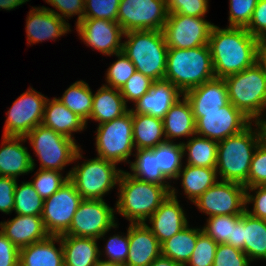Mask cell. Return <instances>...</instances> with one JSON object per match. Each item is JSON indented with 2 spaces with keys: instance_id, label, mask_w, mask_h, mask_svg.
<instances>
[{
  "instance_id": "6da1fadb",
  "label": "cell",
  "mask_w": 266,
  "mask_h": 266,
  "mask_svg": "<svg viewBox=\"0 0 266 266\" xmlns=\"http://www.w3.org/2000/svg\"><path fill=\"white\" fill-rule=\"evenodd\" d=\"M209 48L216 78L239 73L257 62V41L246 28L213 25Z\"/></svg>"
},
{
  "instance_id": "7a4b0ae2",
  "label": "cell",
  "mask_w": 266,
  "mask_h": 266,
  "mask_svg": "<svg viewBox=\"0 0 266 266\" xmlns=\"http://www.w3.org/2000/svg\"><path fill=\"white\" fill-rule=\"evenodd\" d=\"M115 212L129 223H145L170 196L172 186L148 183L122 170L118 181Z\"/></svg>"
},
{
  "instance_id": "3957f363",
  "label": "cell",
  "mask_w": 266,
  "mask_h": 266,
  "mask_svg": "<svg viewBox=\"0 0 266 266\" xmlns=\"http://www.w3.org/2000/svg\"><path fill=\"white\" fill-rule=\"evenodd\" d=\"M253 125L256 128H253ZM260 143V130L255 122L239 134L219 141L216 163L219 179L240 183L248 188L250 164L254 151Z\"/></svg>"
},
{
  "instance_id": "277c9868",
  "label": "cell",
  "mask_w": 266,
  "mask_h": 266,
  "mask_svg": "<svg viewBox=\"0 0 266 266\" xmlns=\"http://www.w3.org/2000/svg\"><path fill=\"white\" fill-rule=\"evenodd\" d=\"M215 78L209 45L191 49L168 48L164 79L183 95Z\"/></svg>"
},
{
  "instance_id": "5b68a950",
  "label": "cell",
  "mask_w": 266,
  "mask_h": 266,
  "mask_svg": "<svg viewBox=\"0 0 266 266\" xmlns=\"http://www.w3.org/2000/svg\"><path fill=\"white\" fill-rule=\"evenodd\" d=\"M122 52L134 64L136 71L154 81L166 74L168 47L162 31L133 30L124 33Z\"/></svg>"
},
{
  "instance_id": "8992f818",
  "label": "cell",
  "mask_w": 266,
  "mask_h": 266,
  "mask_svg": "<svg viewBox=\"0 0 266 266\" xmlns=\"http://www.w3.org/2000/svg\"><path fill=\"white\" fill-rule=\"evenodd\" d=\"M224 80L229 102L252 122L262 117L266 111V71L257 62Z\"/></svg>"
},
{
  "instance_id": "52a82bcc",
  "label": "cell",
  "mask_w": 266,
  "mask_h": 266,
  "mask_svg": "<svg viewBox=\"0 0 266 266\" xmlns=\"http://www.w3.org/2000/svg\"><path fill=\"white\" fill-rule=\"evenodd\" d=\"M40 161L39 169L63 171L69 164L76 163L82 156V149L75 140L63 136L45 126L38 125L26 136Z\"/></svg>"
},
{
  "instance_id": "ba28073f",
  "label": "cell",
  "mask_w": 266,
  "mask_h": 266,
  "mask_svg": "<svg viewBox=\"0 0 266 266\" xmlns=\"http://www.w3.org/2000/svg\"><path fill=\"white\" fill-rule=\"evenodd\" d=\"M116 163L95 157L75 165L66 175L83 199L104 200L118 185L122 169Z\"/></svg>"
},
{
  "instance_id": "9c48e42d",
  "label": "cell",
  "mask_w": 266,
  "mask_h": 266,
  "mask_svg": "<svg viewBox=\"0 0 266 266\" xmlns=\"http://www.w3.org/2000/svg\"><path fill=\"white\" fill-rule=\"evenodd\" d=\"M97 126L95 131L97 157L116 164L121 162L129 164L128 159L135 151L132 111L129 110L123 116Z\"/></svg>"
},
{
  "instance_id": "30bf717a",
  "label": "cell",
  "mask_w": 266,
  "mask_h": 266,
  "mask_svg": "<svg viewBox=\"0 0 266 266\" xmlns=\"http://www.w3.org/2000/svg\"><path fill=\"white\" fill-rule=\"evenodd\" d=\"M113 207L104 200L83 199L73 216L68 231L63 235L104 239L113 228H118Z\"/></svg>"
},
{
  "instance_id": "8fae6325",
  "label": "cell",
  "mask_w": 266,
  "mask_h": 266,
  "mask_svg": "<svg viewBox=\"0 0 266 266\" xmlns=\"http://www.w3.org/2000/svg\"><path fill=\"white\" fill-rule=\"evenodd\" d=\"M193 204L208 217L241 215L246 210V188L240 183L218 180Z\"/></svg>"
},
{
  "instance_id": "7c38bea8",
  "label": "cell",
  "mask_w": 266,
  "mask_h": 266,
  "mask_svg": "<svg viewBox=\"0 0 266 266\" xmlns=\"http://www.w3.org/2000/svg\"><path fill=\"white\" fill-rule=\"evenodd\" d=\"M83 198L68 180L52 196L44 199L41 218L49 235L65 234Z\"/></svg>"
},
{
  "instance_id": "4fadbf2b",
  "label": "cell",
  "mask_w": 266,
  "mask_h": 266,
  "mask_svg": "<svg viewBox=\"0 0 266 266\" xmlns=\"http://www.w3.org/2000/svg\"><path fill=\"white\" fill-rule=\"evenodd\" d=\"M47 98L33 87L18 96L6 113L3 136L25 137L41 125Z\"/></svg>"
},
{
  "instance_id": "5bb4252c",
  "label": "cell",
  "mask_w": 266,
  "mask_h": 266,
  "mask_svg": "<svg viewBox=\"0 0 266 266\" xmlns=\"http://www.w3.org/2000/svg\"><path fill=\"white\" fill-rule=\"evenodd\" d=\"M168 10L165 0H121L117 23L124 32L133 30L162 31Z\"/></svg>"
},
{
  "instance_id": "9a60e30c",
  "label": "cell",
  "mask_w": 266,
  "mask_h": 266,
  "mask_svg": "<svg viewBox=\"0 0 266 266\" xmlns=\"http://www.w3.org/2000/svg\"><path fill=\"white\" fill-rule=\"evenodd\" d=\"M213 25L203 17L171 13L162 32L168 48L191 49L208 45Z\"/></svg>"
},
{
  "instance_id": "2e32d148",
  "label": "cell",
  "mask_w": 266,
  "mask_h": 266,
  "mask_svg": "<svg viewBox=\"0 0 266 266\" xmlns=\"http://www.w3.org/2000/svg\"><path fill=\"white\" fill-rule=\"evenodd\" d=\"M251 123L253 122L229 102L218 111L201 112V117L196 120V135L219 142L239 134Z\"/></svg>"
},
{
  "instance_id": "e0dca14e",
  "label": "cell",
  "mask_w": 266,
  "mask_h": 266,
  "mask_svg": "<svg viewBox=\"0 0 266 266\" xmlns=\"http://www.w3.org/2000/svg\"><path fill=\"white\" fill-rule=\"evenodd\" d=\"M76 32L86 46L106 56L122 52L124 30L114 21L105 19H82L75 24Z\"/></svg>"
},
{
  "instance_id": "ac0fdd59",
  "label": "cell",
  "mask_w": 266,
  "mask_h": 266,
  "mask_svg": "<svg viewBox=\"0 0 266 266\" xmlns=\"http://www.w3.org/2000/svg\"><path fill=\"white\" fill-rule=\"evenodd\" d=\"M177 189L171 188L170 196L145 222L160 244L170 239L188 225V219L180 201L177 199Z\"/></svg>"
},
{
  "instance_id": "d6986e66",
  "label": "cell",
  "mask_w": 266,
  "mask_h": 266,
  "mask_svg": "<svg viewBox=\"0 0 266 266\" xmlns=\"http://www.w3.org/2000/svg\"><path fill=\"white\" fill-rule=\"evenodd\" d=\"M27 44L54 40L71 31L70 24L43 7H32L26 17Z\"/></svg>"
},
{
  "instance_id": "ffe728a7",
  "label": "cell",
  "mask_w": 266,
  "mask_h": 266,
  "mask_svg": "<svg viewBox=\"0 0 266 266\" xmlns=\"http://www.w3.org/2000/svg\"><path fill=\"white\" fill-rule=\"evenodd\" d=\"M26 141L23 136H2L0 176L17 179L34 171L37 164L28 152V148L23 145Z\"/></svg>"
},
{
  "instance_id": "44dd1931",
  "label": "cell",
  "mask_w": 266,
  "mask_h": 266,
  "mask_svg": "<svg viewBox=\"0 0 266 266\" xmlns=\"http://www.w3.org/2000/svg\"><path fill=\"white\" fill-rule=\"evenodd\" d=\"M125 266H149L161 256V244L145 223H129Z\"/></svg>"
},
{
  "instance_id": "7402d4cb",
  "label": "cell",
  "mask_w": 266,
  "mask_h": 266,
  "mask_svg": "<svg viewBox=\"0 0 266 266\" xmlns=\"http://www.w3.org/2000/svg\"><path fill=\"white\" fill-rule=\"evenodd\" d=\"M183 94L169 81H154L151 89L131 107L132 113L148 114L163 119L171 106Z\"/></svg>"
},
{
  "instance_id": "603a6c76",
  "label": "cell",
  "mask_w": 266,
  "mask_h": 266,
  "mask_svg": "<svg viewBox=\"0 0 266 266\" xmlns=\"http://www.w3.org/2000/svg\"><path fill=\"white\" fill-rule=\"evenodd\" d=\"M184 95L192 106L195 121L201 117V112L218 111L229 103L224 78L215 77L187 91Z\"/></svg>"
},
{
  "instance_id": "cb8c5ba5",
  "label": "cell",
  "mask_w": 266,
  "mask_h": 266,
  "mask_svg": "<svg viewBox=\"0 0 266 266\" xmlns=\"http://www.w3.org/2000/svg\"><path fill=\"white\" fill-rule=\"evenodd\" d=\"M0 229L19 249L49 236L41 216L16 214L15 218L0 222Z\"/></svg>"
},
{
  "instance_id": "d4e9b609",
  "label": "cell",
  "mask_w": 266,
  "mask_h": 266,
  "mask_svg": "<svg viewBox=\"0 0 266 266\" xmlns=\"http://www.w3.org/2000/svg\"><path fill=\"white\" fill-rule=\"evenodd\" d=\"M42 125L75 141L73 133L84 131L87 128L86 122L69 110L56 97L51 100L47 98Z\"/></svg>"
},
{
  "instance_id": "484cf974",
  "label": "cell",
  "mask_w": 266,
  "mask_h": 266,
  "mask_svg": "<svg viewBox=\"0 0 266 266\" xmlns=\"http://www.w3.org/2000/svg\"><path fill=\"white\" fill-rule=\"evenodd\" d=\"M19 266H64L60 236L49 235L44 240L20 248Z\"/></svg>"
},
{
  "instance_id": "4316f807",
  "label": "cell",
  "mask_w": 266,
  "mask_h": 266,
  "mask_svg": "<svg viewBox=\"0 0 266 266\" xmlns=\"http://www.w3.org/2000/svg\"><path fill=\"white\" fill-rule=\"evenodd\" d=\"M166 141L178 140L180 137H192L196 134V121L189 100L182 96L177 100L163 118Z\"/></svg>"
},
{
  "instance_id": "83f0119b",
  "label": "cell",
  "mask_w": 266,
  "mask_h": 266,
  "mask_svg": "<svg viewBox=\"0 0 266 266\" xmlns=\"http://www.w3.org/2000/svg\"><path fill=\"white\" fill-rule=\"evenodd\" d=\"M130 110L120 89L102 85L96 93L93 94V104L90 120L98 122V125L112 121L123 116Z\"/></svg>"
},
{
  "instance_id": "f1b7e54d",
  "label": "cell",
  "mask_w": 266,
  "mask_h": 266,
  "mask_svg": "<svg viewBox=\"0 0 266 266\" xmlns=\"http://www.w3.org/2000/svg\"><path fill=\"white\" fill-rule=\"evenodd\" d=\"M64 266H95L100 260L98 239L61 235Z\"/></svg>"
},
{
  "instance_id": "f546056e",
  "label": "cell",
  "mask_w": 266,
  "mask_h": 266,
  "mask_svg": "<svg viewBox=\"0 0 266 266\" xmlns=\"http://www.w3.org/2000/svg\"><path fill=\"white\" fill-rule=\"evenodd\" d=\"M132 122L135 150L155 148L166 141L163 119L148 114L132 113Z\"/></svg>"
},
{
  "instance_id": "4dcf8cb0",
  "label": "cell",
  "mask_w": 266,
  "mask_h": 266,
  "mask_svg": "<svg viewBox=\"0 0 266 266\" xmlns=\"http://www.w3.org/2000/svg\"><path fill=\"white\" fill-rule=\"evenodd\" d=\"M216 168L197 167L185 164L179 171L184 194L192 203L218 180Z\"/></svg>"
},
{
  "instance_id": "1f68e13d",
  "label": "cell",
  "mask_w": 266,
  "mask_h": 266,
  "mask_svg": "<svg viewBox=\"0 0 266 266\" xmlns=\"http://www.w3.org/2000/svg\"><path fill=\"white\" fill-rule=\"evenodd\" d=\"M198 228L189 224L180 232L161 244V255L183 266L190 260L197 243Z\"/></svg>"
},
{
  "instance_id": "d6a6232c",
  "label": "cell",
  "mask_w": 266,
  "mask_h": 266,
  "mask_svg": "<svg viewBox=\"0 0 266 266\" xmlns=\"http://www.w3.org/2000/svg\"><path fill=\"white\" fill-rule=\"evenodd\" d=\"M244 253L250 259L266 260V221L244 212Z\"/></svg>"
},
{
  "instance_id": "836d02e7",
  "label": "cell",
  "mask_w": 266,
  "mask_h": 266,
  "mask_svg": "<svg viewBox=\"0 0 266 266\" xmlns=\"http://www.w3.org/2000/svg\"><path fill=\"white\" fill-rule=\"evenodd\" d=\"M182 142L183 154H187V165L216 168L218 141L193 135Z\"/></svg>"
},
{
  "instance_id": "e575fe53",
  "label": "cell",
  "mask_w": 266,
  "mask_h": 266,
  "mask_svg": "<svg viewBox=\"0 0 266 266\" xmlns=\"http://www.w3.org/2000/svg\"><path fill=\"white\" fill-rule=\"evenodd\" d=\"M133 156H135V160L129 162L132 172H128L129 175L148 183L171 186L169 180L158 168L157 157L153 153V148L138 149Z\"/></svg>"
},
{
  "instance_id": "d590c367",
  "label": "cell",
  "mask_w": 266,
  "mask_h": 266,
  "mask_svg": "<svg viewBox=\"0 0 266 266\" xmlns=\"http://www.w3.org/2000/svg\"><path fill=\"white\" fill-rule=\"evenodd\" d=\"M57 99L83 119L87 126L93 104V92L88 83L83 80L74 82Z\"/></svg>"
},
{
  "instance_id": "8d00e7d4",
  "label": "cell",
  "mask_w": 266,
  "mask_h": 266,
  "mask_svg": "<svg viewBox=\"0 0 266 266\" xmlns=\"http://www.w3.org/2000/svg\"><path fill=\"white\" fill-rule=\"evenodd\" d=\"M153 153L157 157L158 168L163 175L171 182L176 180L179 171L183 167L184 158L182 142L164 141L153 148Z\"/></svg>"
},
{
  "instance_id": "74e56055",
  "label": "cell",
  "mask_w": 266,
  "mask_h": 266,
  "mask_svg": "<svg viewBox=\"0 0 266 266\" xmlns=\"http://www.w3.org/2000/svg\"><path fill=\"white\" fill-rule=\"evenodd\" d=\"M14 208L16 214L41 216L43 211L44 200L39 196L33 184L30 181L22 182L18 185V181L14 191Z\"/></svg>"
},
{
  "instance_id": "f35d334b",
  "label": "cell",
  "mask_w": 266,
  "mask_h": 266,
  "mask_svg": "<svg viewBox=\"0 0 266 266\" xmlns=\"http://www.w3.org/2000/svg\"><path fill=\"white\" fill-rule=\"evenodd\" d=\"M241 219V215L211 216L207 218L202 231L211 237L217 244L232 243L233 228Z\"/></svg>"
},
{
  "instance_id": "ab89813d",
  "label": "cell",
  "mask_w": 266,
  "mask_h": 266,
  "mask_svg": "<svg viewBox=\"0 0 266 266\" xmlns=\"http://www.w3.org/2000/svg\"><path fill=\"white\" fill-rule=\"evenodd\" d=\"M69 177L63 176V173L56 170L37 169L34 174V179L30 182L33 184L39 196L44 200L52 196L59 190Z\"/></svg>"
},
{
  "instance_id": "60d3db41",
  "label": "cell",
  "mask_w": 266,
  "mask_h": 266,
  "mask_svg": "<svg viewBox=\"0 0 266 266\" xmlns=\"http://www.w3.org/2000/svg\"><path fill=\"white\" fill-rule=\"evenodd\" d=\"M114 56L117 57V60L107 68V73L105 74L106 84L103 85L121 89L136 72V68L123 52L116 53Z\"/></svg>"
},
{
  "instance_id": "b9f144b4",
  "label": "cell",
  "mask_w": 266,
  "mask_h": 266,
  "mask_svg": "<svg viewBox=\"0 0 266 266\" xmlns=\"http://www.w3.org/2000/svg\"><path fill=\"white\" fill-rule=\"evenodd\" d=\"M217 245L211 237L202 231V228H198L196 246L185 266H212Z\"/></svg>"
},
{
  "instance_id": "7bdbcfd3",
  "label": "cell",
  "mask_w": 266,
  "mask_h": 266,
  "mask_svg": "<svg viewBox=\"0 0 266 266\" xmlns=\"http://www.w3.org/2000/svg\"><path fill=\"white\" fill-rule=\"evenodd\" d=\"M121 0H85L83 19H105L117 22Z\"/></svg>"
},
{
  "instance_id": "ee69618b",
  "label": "cell",
  "mask_w": 266,
  "mask_h": 266,
  "mask_svg": "<svg viewBox=\"0 0 266 266\" xmlns=\"http://www.w3.org/2000/svg\"><path fill=\"white\" fill-rule=\"evenodd\" d=\"M114 234L106 241L104 251L99 249V255H106L105 261L125 264L129 252L128 228L125 234Z\"/></svg>"
},
{
  "instance_id": "f6af8a7d",
  "label": "cell",
  "mask_w": 266,
  "mask_h": 266,
  "mask_svg": "<svg viewBox=\"0 0 266 266\" xmlns=\"http://www.w3.org/2000/svg\"><path fill=\"white\" fill-rule=\"evenodd\" d=\"M259 0H229V27L246 28Z\"/></svg>"
},
{
  "instance_id": "bcb514c9",
  "label": "cell",
  "mask_w": 266,
  "mask_h": 266,
  "mask_svg": "<svg viewBox=\"0 0 266 266\" xmlns=\"http://www.w3.org/2000/svg\"><path fill=\"white\" fill-rule=\"evenodd\" d=\"M154 83V80L136 71L120 89L125 103L132 102L133 105L147 93Z\"/></svg>"
},
{
  "instance_id": "7dc6e473",
  "label": "cell",
  "mask_w": 266,
  "mask_h": 266,
  "mask_svg": "<svg viewBox=\"0 0 266 266\" xmlns=\"http://www.w3.org/2000/svg\"><path fill=\"white\" fill-rule=\"evenodd\" d=\"M251 261L240 249L227 244H218L212 266H251Z\"/></svg>"
},
{
  "instance_id": "c3c4849f",
  "label": "cell",
  "mask_w": 266,
  "mask_h": 266,
  "mask_svg": "<svg viewBox=\"0 0 266 266\" xmlns=\"http://www.w3.org/2000/svg\"><path fill=\"white\" fill-rule=\"evenodd\" d=\"M168 14L207 17L209 0H165Z\"/></svg>"
},
{
  "instance_id": "681fc988",
  "label": "cell",
  "mask_w": 266,
  "mask_h": 266,
  "mask_svg": "<svg viewBox=\"0 0 266 266\" xmlns=\"http://www.w3.org/2000/svg\"><path fill=\"white\" fill-rule=\"evenodd\" d=\"M266 185V145L262 142L255 149L248 174V188Z\"/></svg>"
},
{
  "instance_id": "f907efd6",
  "label": "cell",
  "mask_w": 266,
  "mask_h": 266,
  "mask_svg": "<svg viewBox=\"0 0 266 266\" xmlns=\"http://www.w3.org/2000/svg\"><path fill=\"white\" fill-rule=\"evenodd\" d=\"M45 2L54 7L57 11L45 6L41 7L53 12L65 21L66 19H70V17H73L74 15H78L76 24H79L84 18L85 0H45Z\"/></svg>"
},
{
  "instance_id": "816d5d0a",
  "label": "cell",
  "mask_w": 266,
  "mask_h": 266,
  "mask_svg": "<svg viewBox=\"0 0 266 266\" xmlns=\"http://www.w3.org/2000/svg\"><path fill=\"white\" fill-rule=\"evenodd\" d=\"M254 192V194L251 192ZM256 193V194H255ZM252 203V209L248 205ZM246 212L256 218L266 219V185L246 188Z\"/></svg>"
},
{
  "instance_id": "f5cc1de1",
  "label": "cell",
  "mask_w": 266,
  "mask_h": 266,
  "mask_svg": "<svg viewBox=\"0 0 266 266\" xmlns=\"http://www.w3.org/2000/svg\"><path fill=\"white\" fill-rule=\"evenodd\" d=\"M17 179L0 176V212L11 214L14 208V191Z\"/></svg>"
},
{
  "instance_id": "db71d44e",
  "label": "cell",
  "mask_w": 266,
  "mask_h": 266,
  "mask_svg": "<svg viewBox=\"0 0 266 266\" xmlns=\"http://www.w3.org/2000/svg\"><path fill=\"white\" fill-rule=\"evenodd\" d=\"M247 31L252 35L260 37L266 35V0H259L254 11Z\"/></svg>"
},
{
  "instance_id": "11a10c76",
  "label": "cell",
  "mask_w": 266,
  "mask_h": 266,
  "mask_svg": "<svg viewBox=\"0 0 266 266\" xmlns=\"http://www.w3.org/2000/svg\"><path fill=\"white\" fill-rule=\"evenodd\" d=\"M20 249L0 231V266H19Z\"/></svg>"
},
{
  "instance_id": "9f6ffc18",
  "label": "cell",
  "mask_w": 266,
  "mask_h": 266,
  "mask_svg": "<svg viewBox=\"0 0 266 266\" xmlns=\"http://www.w3.org/2000/svg\"><path fill=\"white\" fill-rule=\"evenodd\" d=\"M230 246L238 248L244 252V213L241 214V219L233 228L232 243Z\"/></svg>"
},
{
  "instance_id": "6f0895ef",
  "label": "cell",
  "mask_w": 266,
  "mask_h": 266,
  "mask_svg": "<svg viewBox=\"0 0 266 266\" xmlns=\"http://www.w3.org/2000/svg\"><path fill=\"white\" fill-rule=\"evenodd\" d=\"M257 63L266 71V35L256 38Z\"/></svg>"
},
{
  "instance_id": "680465c9",
  "label": "cell",
  "mask_w": 266,
  "mask_h": 266,
  "mask_svg": "<svg viewBox=\"0 0 266 266\" xmlns=\"http://www.w3.org/2000/svg\"><path fill=\"white\" fill-rule=\"evenodd\" d=\"M26 2H29V0H0V9L2 8L6 11H10Z\"/></svg>"
},
{
  "instance_id": "91938a15",
  "label": "cell",
  "mask_w": 266,
  "mask_h": 266,
  "mask_svg": "<svg viewBox=\"0 0 266 266\" xmlns=\"http://www.w3.org/2000/svg\"><path fill=\"white\" fill-rule=\"evenodd\" d=\"M149 266H183L174 262L170 258L163 257L162 255L156 258Z\"/></svg>"
},
{
  "instance_id": "94428289",
  "label": "cell",
  "mask_w": 266,
  "mask_h": 266,
  "mask_svg": "<svg viewBox=\"0 0 266 266\" xmlns=\"http://www.w3.org/2000/svg\"><path fill=\"white\" fill-rule=\"evenodd\" d=\"M264 116H266V112L255 123L260 130L261 142L266 145V118H264Z\"/></svg>"
},
{
  "instance_id": "6125c7cd",
  "label": "cell",
  "mask_w": 266,
  "mask_h": 266,
  "mask_svg": "<svg viewBox=\"0 0 266 266\" xmlns=\"http://www.w3.org/2000/svg\"><path fill=\"white\" fill-rule=\"evenodd\" d=\"M95 266H125L124 264L115 263V262H108L104 259L100 258Z\"/></svg>"
}]
</instances>
